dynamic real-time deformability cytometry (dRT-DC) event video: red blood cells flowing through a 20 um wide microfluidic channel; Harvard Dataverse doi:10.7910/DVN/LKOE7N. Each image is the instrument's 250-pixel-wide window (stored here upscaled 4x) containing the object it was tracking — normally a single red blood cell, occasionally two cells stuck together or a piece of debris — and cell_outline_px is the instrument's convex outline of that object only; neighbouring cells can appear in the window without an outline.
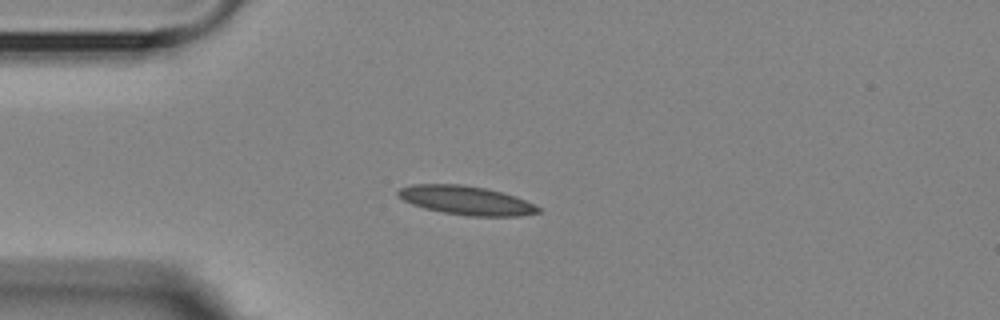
{"species": "Egyptian fruit bat (a non-hibernating species)", "species_latin": "Rousettus aegyptiacus", "temperature_condition": "room temperature", "stored_images_in_passage": 10, "camera_frame_rate_fps": 3000, "um_per_image_px": 0.085, "animal": {"sex": "female"}, "frame": {"image": 1, "passage_image": 3, "time_ms": 2.333, "image_size_px": [1000, 320], "cell_outline_px": [[540, 212], [520, 216], [468, 216], [444, 212], [424, 208], [412, 204], [404, 200], [396, 192], [400, 188], [412, 184], [460, 184], [484, 188], [516, 196], [540, 208]], "centroid_in_image_um": [39.61, 17.03], "position_along_channel_um": 45.4, "area_um2": 23.29}}
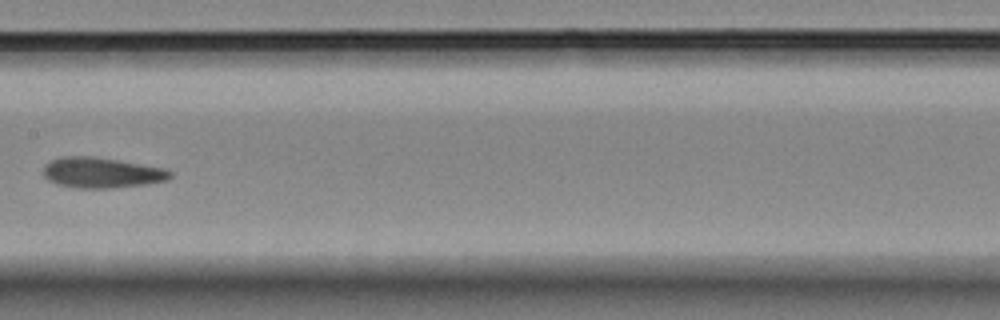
{"frame": {"image": 2, "passage_image": 7, "time_ms": 7.0, "image_size_px": [1000, 320], "cell_outline_px": [[172, 176], [168, 180], [148, 184], [112, 188], [76, 188], [56, 184], [48, 180], [44, 176], [44, 164], [60, 156], [92, 156], [164, 168], [172, 172]], "centroid_in_image_um": [8.62, 14.68], "position_along_channel_um": 198.8, "area_um2": 22.6}}
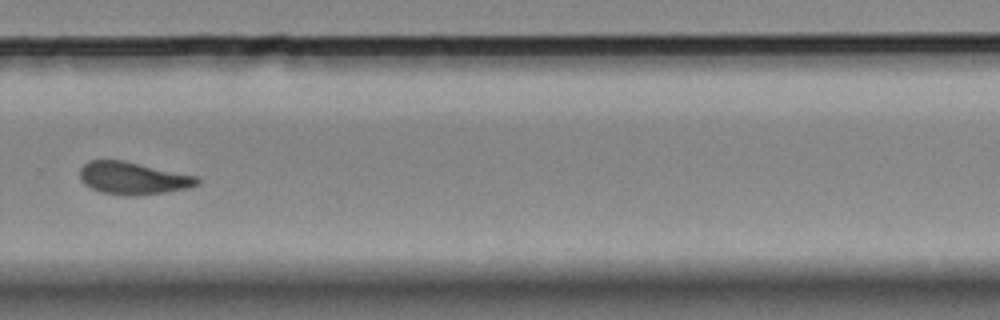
{"frame": {"image": 3, "passage_image": 10, "time_ms": 10.333, "image_size_px": [1000, 320], "cell_outline_px": [[200, 184], [188, 188], [168, 192], [132, 196], [124, 196], [100, 192], [84, 184], [80, 180], [80, 168], [88, 160], [124, 160], [200, 176]], "centroid_in_image_um": [11.34, 15.14], "position_along_channel_um": 318.5, "area_um2": 22.66}}